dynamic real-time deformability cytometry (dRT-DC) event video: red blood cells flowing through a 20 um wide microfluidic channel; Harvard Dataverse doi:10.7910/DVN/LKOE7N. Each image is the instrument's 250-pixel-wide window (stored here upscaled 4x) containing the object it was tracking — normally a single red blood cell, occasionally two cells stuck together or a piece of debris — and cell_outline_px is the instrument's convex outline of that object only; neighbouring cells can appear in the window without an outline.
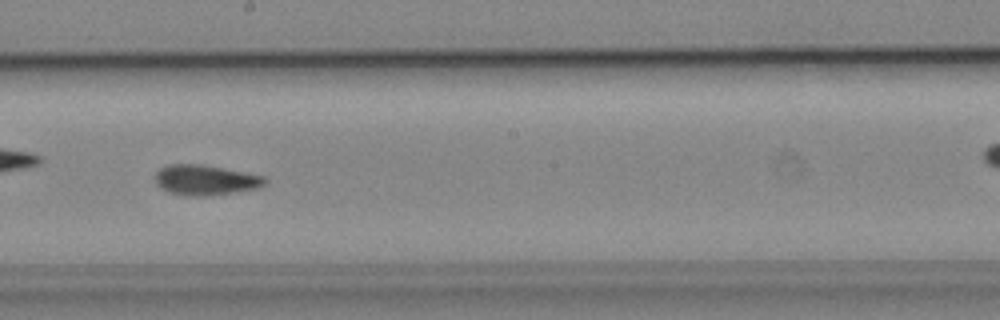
{"species": "common noctule bat (a hibernating species)", "species_latin": "Nyctalus noctula", "temperature_condition": "cold", "stored_images_in_passage": 52, "camera_frame_rate_fps": 3000, "um_per_image_px": 0.085, "animal": {"sex": "male", "body_mass_g": 19.2, "forearm_length_mm": 51.8}, "frame": {"image": 1, "passage_image": 30, "time_ms": 9.667, "image_size_px": [1000, 320], "cell_outline_px": [[268, 180], [264, 184], [256, 188], [232, 192], [204, 196], [184, 196], [168, 192], [160, 188], [156, 184], [152, 176], [160, 168], [168, 164], [200, 164], [244, 172], [264, 176]], "centroid_in_image_um": [17.37, 15.3], "position_along_channel_um": 230.8, "area_um2": 19.36}}